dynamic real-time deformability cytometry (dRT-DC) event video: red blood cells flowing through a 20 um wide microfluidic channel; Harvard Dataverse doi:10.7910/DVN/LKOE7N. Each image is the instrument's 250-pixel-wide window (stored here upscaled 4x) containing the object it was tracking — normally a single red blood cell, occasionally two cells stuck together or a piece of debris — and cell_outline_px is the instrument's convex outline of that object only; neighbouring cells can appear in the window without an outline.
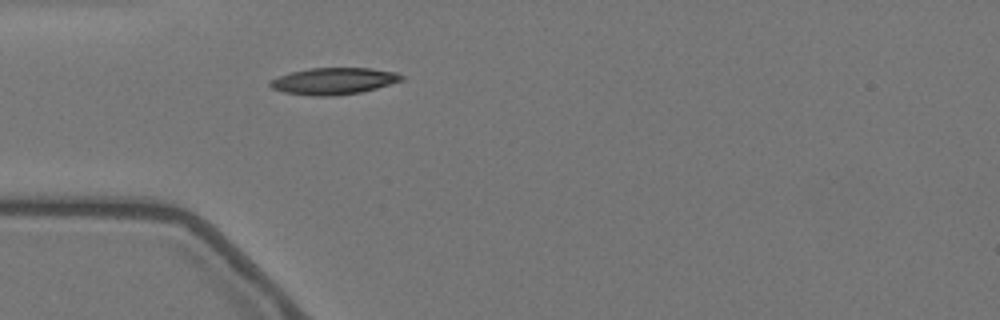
{"species": "Egyptian fruit bat (a non-hibernating species)", "species_latin": "Rousettus aegyptiacus", "temperature_condition": "warm", "stored_images_in_passage": 9, "camera_frame_rate_fps": 3000, "um_per_image_px": 0.085, "animal": {"sex": "female"}, "frame": {"image": 1, "passage_image": 1, "time_ms": 0.0, "image_size_px": [1000, 320], "cell_outline_px": [[404, 80], [376, 88], [360, 92], [332, 96], [312, 96], [284, 92], [272, 88], [268, 84], [272, 80], [280, 76], [292, 72], [308, 68], [372, 68], [396, 72], [404, 76]], "centroid_in_image_um": [28.39, 6.89], "position_along_channel_um": 56.6, "area_um2": 20.35}}
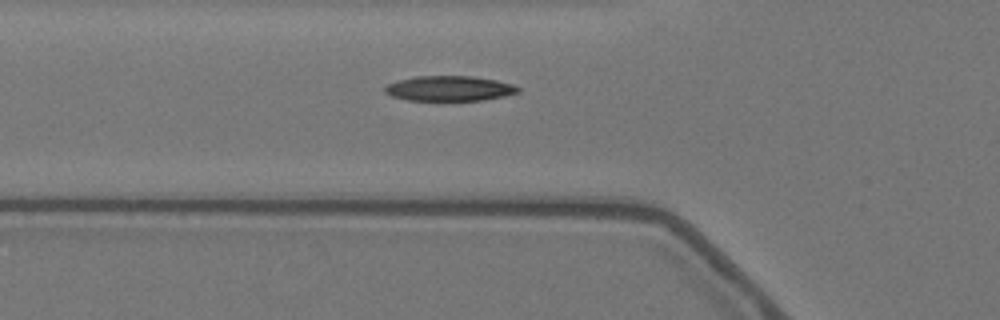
{"frame": {"image": 2, "passage_image": 4, "time_ms": 1.0, "image_size_px": [1000, 320], "cell_outline_px": [[520, 92], [504, 96], [484, 100], [448, 104], [408, 100], [392, 96], [384, 92], [384, 88], [388, 84], [396, 80], [416, 76], [472, 76], [496, 80], [512, 84], [520, 88]], "centroid_in_image_um": [38.18, 7.57], "position_along_channel_um": 87.6, "area_um2": 20.58}}